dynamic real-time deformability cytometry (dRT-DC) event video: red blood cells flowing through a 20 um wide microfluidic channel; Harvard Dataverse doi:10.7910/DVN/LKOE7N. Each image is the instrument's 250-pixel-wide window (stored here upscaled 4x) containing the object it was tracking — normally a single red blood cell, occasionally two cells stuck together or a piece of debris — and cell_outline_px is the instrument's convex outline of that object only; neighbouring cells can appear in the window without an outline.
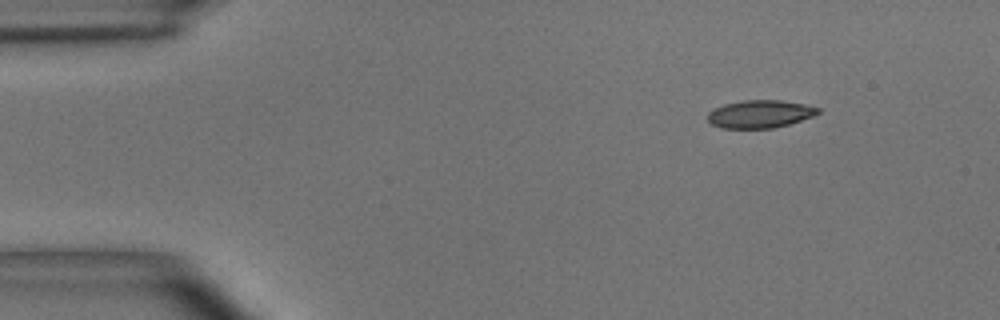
{"species": "common noctule bat (a hibernating species)", "species_latin": "Nyctalus noctula", "temperature_condition": "room temperature", "stored_images_in_passage": 49, "camera_frame_rate_fps": 3000, "um_per_image_px": 0.085, "animal": {"sex": "male", "body_mass_g": 15.6}, "frame": {"image": 1, "passage_image": 1, "time_ms": 0.0, "image_size_px": [1000, 320], "cell_outline_px": [[820, 112], [812, 116], [788, 124], [772, 128], [720, 128], [712, 124], [708, 120], [708, 112], [724, 104], [744, 100], [780, 100], [804, 104], [820, 108]], "centroid_in_image_um": [64.58, 9.69], "position_along_channel_um": 20.4, "area_um2": 17.69}}
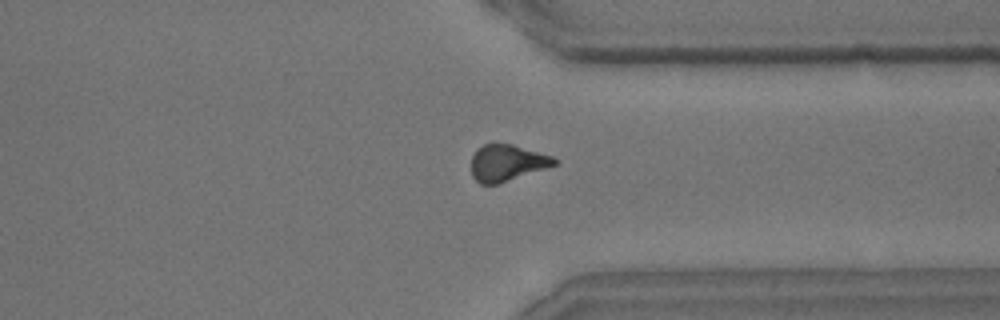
{"frame": {"image": 2, "passage_image": 36, "time_ms": 11.667, "image_size_px": [1000, 320], "cell_outline_px": [[560, 160], [556, 164], [496, 184], [480, 184], [472, 176], [472, 156], [476, 148], [492, 140], [496, 140], [512, 144], [552, 156]], "centroid_in_image_um": [43.05, 13.78], "position_along_channel_um": 368.4, "area_um2": 17.8}}
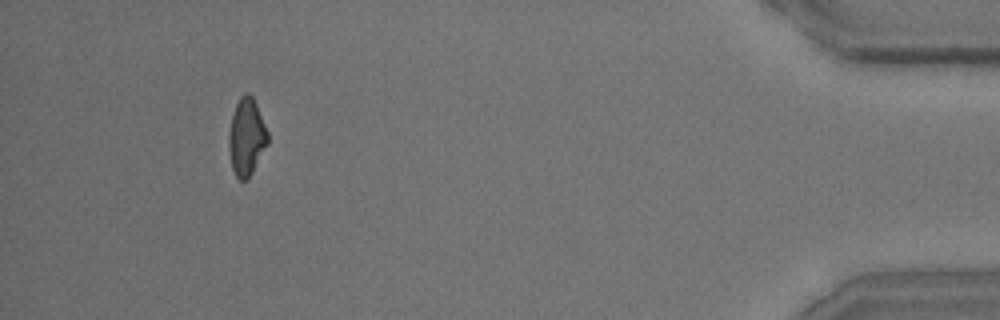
{"frame": {"image": 3, "passage_image": 45, "time_ms": 14.667, "image_size_px": [1000, 320], "cell_outline_px": [[268, 144], [248, 180], [240, 180], [236, 176], [232, 168], [228, 148], [228, 136], [232, 116], [236, 104], [240, 96], [244, 92], [248, 92], [252, 96], [256, 104], [268, 132]], "centroid_in_image_um": [20.95, 11.65], "position_along_channel_um": 414.2, "area_um2": 17.57}, "authors_computed_cell_mechanics": {"area_um2": 18.2648, "velocity_mm_per_s": 3.6614, "shape_relaxation_time_tau1_ms": 4.9503, "shape_relaxation_time_tau2_ms": 2.924, "deformation_change_tau1": 0.152, "deformation_change_tau2": 0.1074}}